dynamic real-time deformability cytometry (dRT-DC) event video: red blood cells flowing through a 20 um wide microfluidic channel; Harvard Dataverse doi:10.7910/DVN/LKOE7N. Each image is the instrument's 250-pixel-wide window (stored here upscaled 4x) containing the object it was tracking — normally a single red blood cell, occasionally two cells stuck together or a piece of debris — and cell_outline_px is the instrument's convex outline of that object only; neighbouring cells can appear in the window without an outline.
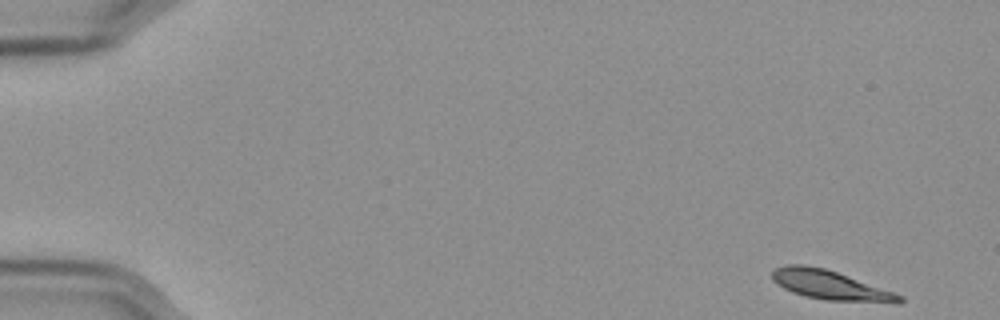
{"species": "Egyptian fruit bat (a non-hibernating species)", "species_latin": "Rousettus aegyptiacus", "temperature_condition": "cold", "stored_images_in_passage": 55, "camera_frame_rate_fps": 3000, "um_per_image_px": 0.085, "frame": {"image": 1, "passage_image": 1, "time_ms": 0.0, "image_size_px": [1000, 320], "cell_outline_px": [[904, 300], [900, 304], [824, 300], [804, 296], [792, 292], [784, 288], [772, 280], [772, 272], [776, 268], [788, 264], [804, 264], [824, 268], [836, 272], [904, 296]], "centroid_in_image_um": [70.59, 24.26], "position_along_channel_um": 14.4, "area_um2": 21.73}}
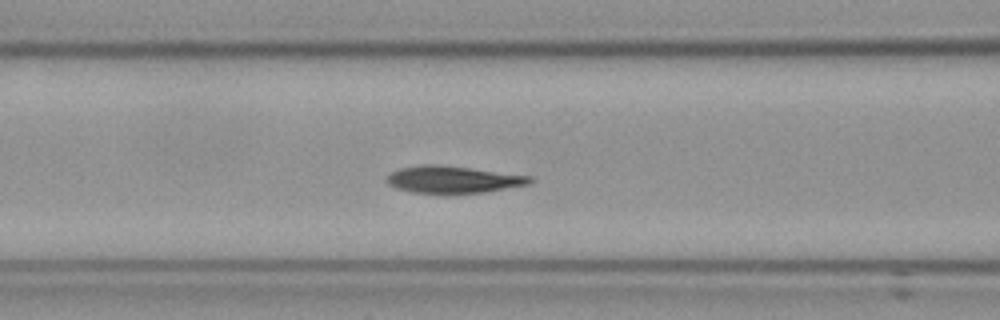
{"frame": {"image": 2, "passage_image": 22, "time_ms": 7.0, "image_size_px": [1000, 320], "cell_outline_px": [[536, 180], [532, 184], [484, 192], [412, 192], [396, 188], [388, 184], [388, 172], [400, 168], [420, 164], [440, 164], [532, 176]], "centroid_in_image_um": [38.55, 15.23], "position_along_channel_um": 128.1, "area_um2": 22.48}}
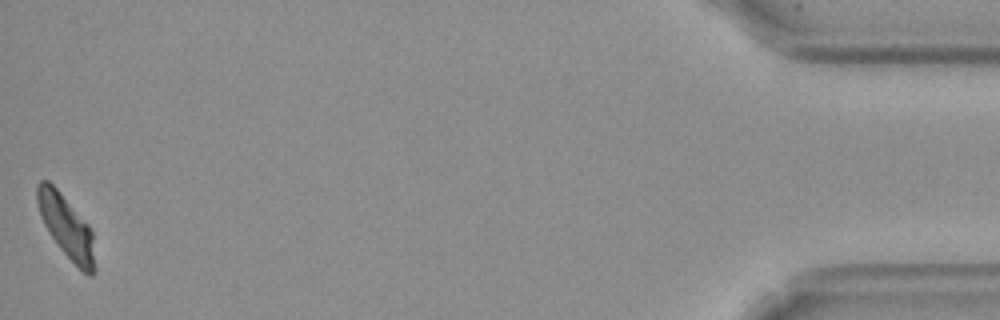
{"frame": {"image": 3, "passage_image": 55, "time_ms": 18.0, "image_size_px": [1000, 320], "cell_outline_px": [[96, 272], [92, 276], [88, 276], [60, 248], [48, 232], [40, 216], [36, 200], [36, 184], [40, 180], [48, 180], [56, 188], [88, 224], [92, 232], [96, 268]], "centroid_in_image_um": [5.63, 19.26], "position_along_channel_um": 429.6, "area_um2": 20.92}, "authors_computed_cell_mechanics": {"area_um2": 22.3686, "velocity_mm_per_s": 3.5401, "shape_relaxation_time_tau1_ms": 2.3209, "shape_relaxation_time_tau2_ms": 3.6887, "deformation_change_tau1": 0.1324, "deformation_change_tau2": 0.0973}}